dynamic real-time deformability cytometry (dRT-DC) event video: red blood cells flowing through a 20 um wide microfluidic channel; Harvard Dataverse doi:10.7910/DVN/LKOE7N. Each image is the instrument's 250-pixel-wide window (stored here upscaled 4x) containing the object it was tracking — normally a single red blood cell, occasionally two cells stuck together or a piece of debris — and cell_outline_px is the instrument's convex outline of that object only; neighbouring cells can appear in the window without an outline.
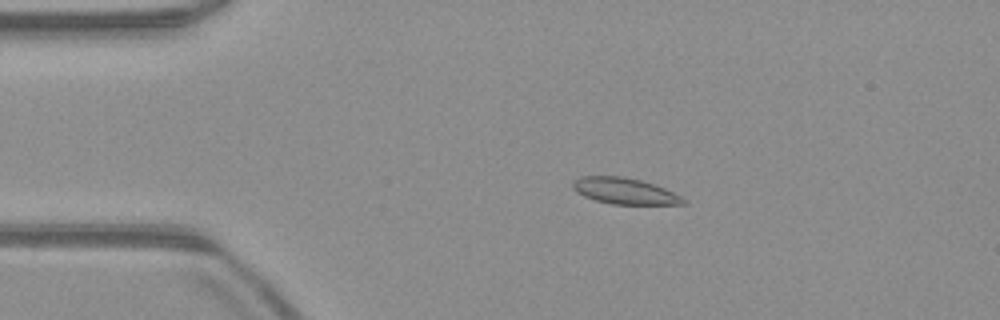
{"species": "common noctule bat (a hibernating species)", "species_latin": "Nyctalus noctula", "temperature_condition": "warm", "stored_images_in_passage": 53, "camera_frame_rate_fps": 3000, "um_per_image_px": 0.085, "animal": {"sex": "male", "body_mass_g": 23.1, "forearm_length_mm": 52.7}, "frame": {"image": 1, "passage_image": 11, "time_ms": 3.333, "image_size_px": [1000, 320], "cell_outline_px": [[688, 204], [612, 204], [596, 200], [584, 196], [576, 192], [572, 188], [572, 184], [580, 176], [624, 176], [640, 180], [664, 188], [688, 200]], "centroid_in_image_um": [53.09, 16.24], "position_along_channel_um": 31.9, "area_um2": 16.76}}
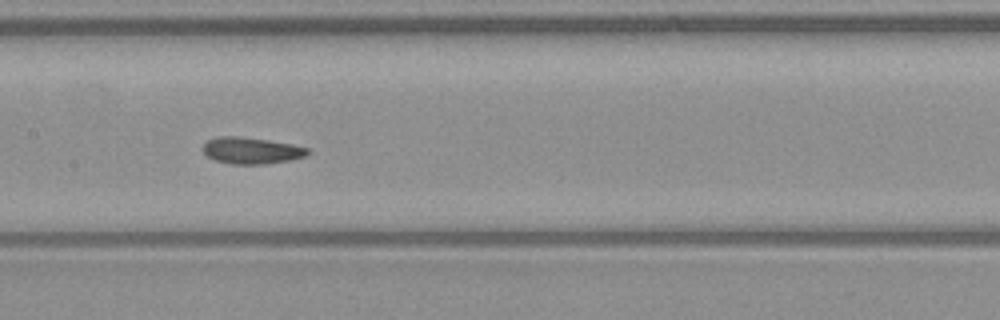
{"frame": {"image": 2, "passage_image": 26, "time_ms": 8.333, "image_size_px": [1000, 320], "cell_outline_px": [[312, 152], [304, 156], [288, 160], [264, 164], [232, 164], [216, 160], [208, 156], [200, 148], [208, 140], [216, 136], [240, 136], [268, 140], [292, 144], [308, 148]], "centroid_in_image_um": [21.35, 12.78], "position_along_channel_um": 186.1, "area_um2": 16.18}}
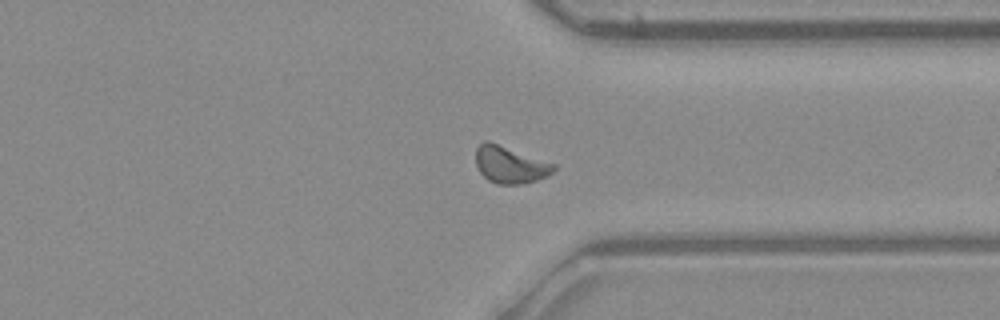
{"frame": {"image": 3, "passage_image": 40, "time_ms": 13.0, "image_size_px": [1000, 320], "cell_outline_px": [[556, 168], [548, 176], [536, 180], [520, 184], [496, 184], [488, 180], [480, 172], [476, 164], [476, 148], [484, 140], [488, 140], [556, 164]], "centroid_in_image_um": [43.35, 13.99], "position_along_channel_um": 368.0, "area_um2": 16.82}, "authors_computed_cell_mechanics": {"area_um2": 16.473, "velocity_mm_per_s": 3.9439, "shape_relaxation_time_tau1_ms": 4.2295, "shape_relaxation_time_tau2_ms": 2.0981, "deformation_change_tau1": 0.0864, "deformation_change_tau2": 0.0506}}